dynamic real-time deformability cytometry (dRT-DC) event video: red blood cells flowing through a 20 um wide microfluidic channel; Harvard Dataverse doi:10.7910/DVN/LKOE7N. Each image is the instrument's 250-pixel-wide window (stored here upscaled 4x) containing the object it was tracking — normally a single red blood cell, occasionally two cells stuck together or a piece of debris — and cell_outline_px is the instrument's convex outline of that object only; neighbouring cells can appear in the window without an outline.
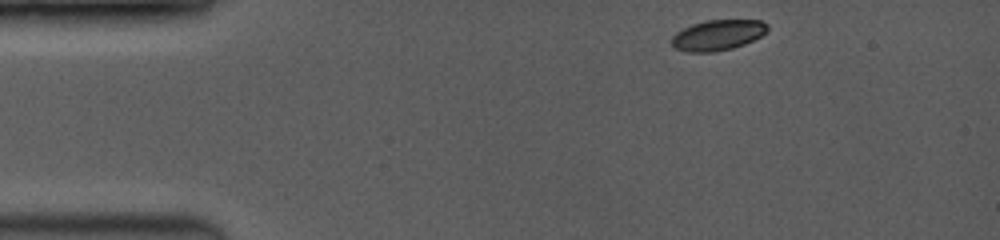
{"species": "common noctule bat (a hibernating species)", "species_latin": "Nyctalus noctula", "temperature_condition": "room temperature", "stored_images_in_passage": 26, "camera_frame_rate_fps": 3500, "um_per_image_px": 0.085, "animal": {"sex": "female", "body_mass_g": 19.0, "forearm_length_mm": 53.3}, "frame": {"image": 1, "passage_image": 1, "time_ms": 0.0, "image_size_px": [1000, 240], "cell_outline_px": [[768, 28], [760, 36], [744, 44], [732, 48], [712, 52], [688, 52], [676, 48], [672, 44], [672, 36], [676, 32], [692, 24], [708, 20], [760, 20], [768, 24]], "centroid_in_image_um": [61.0, 2.98], "position_along_channel_um": 24.0, "area_um2": 16.82}}
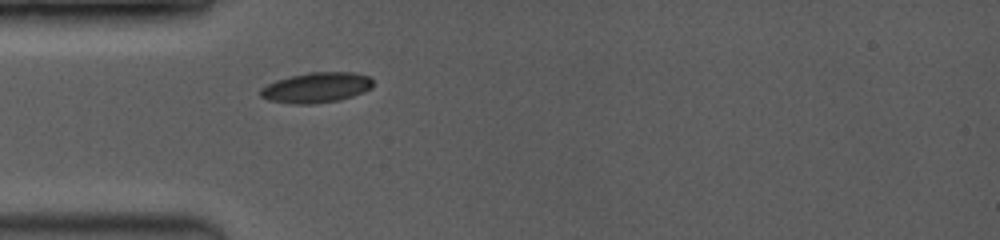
{"frame": {"image": 2, "passage_image": 18, "time_ms": 2.571, "image_size_px": [1000, 240], "cell_outline_px": [[372, 88], [364, 92], [340, 100], [312, 104], [292, 104], [268, 100], [260, 96], [260, 88], [276, 80], [308, 72], [352, 72], [368, 76], [372, 80]], "centroid_in_image_um": [26.89, 7.45], "position_along_channel_um": 58.1, "area_um2": 19.88}}
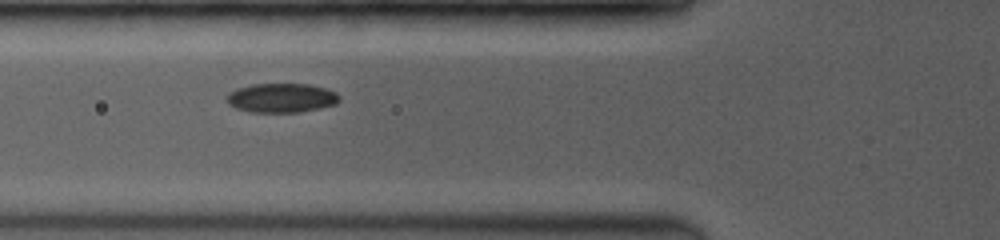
{"frame": {"image": 3, "passage_image": 25, "time_ms": 3.714, "image_size_px": [1000, 240], "cell_outline_px": [[340, 100], [336, 104], [320, 108], [300, 112], [248, 112], [236, 108], [228, 104], [228, 92], [236, 88], [252, 84], [308, 84], [324, 88], [336, 92], [340, 96]], "centroid_in_image_um": [23.92, 8.32], "position_along_channel_um": 101.9, "area_um2": 19.25}}